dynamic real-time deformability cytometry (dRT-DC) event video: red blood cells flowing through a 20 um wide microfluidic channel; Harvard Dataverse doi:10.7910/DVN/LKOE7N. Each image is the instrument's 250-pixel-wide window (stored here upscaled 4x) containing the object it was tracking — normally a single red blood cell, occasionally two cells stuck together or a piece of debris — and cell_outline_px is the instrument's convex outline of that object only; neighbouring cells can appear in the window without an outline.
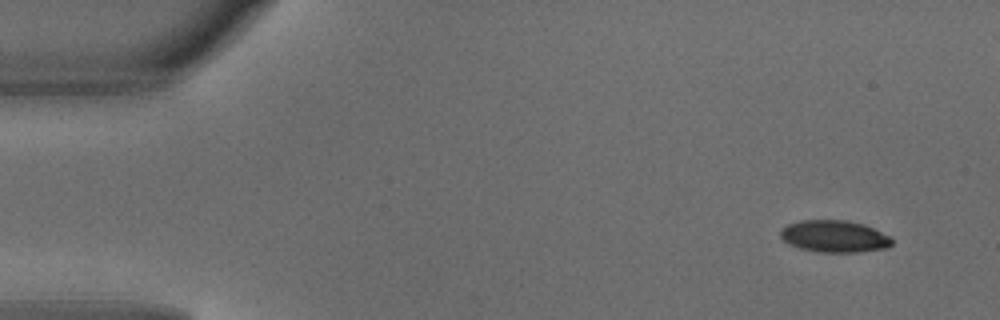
{"species": "common noctule bat (a hibernating species)", "species_latin": "Nyctalus noctula", "temperature_condition": "warm", "stored_images_in_passage": 3, "camera_frame_rate_fps": 3000, "um_per_image_px": 0.085, "animal": {"sex": "male", "body_mass_g": 18.8}, "frame": {"image": 1, "passage_image": 1, "time_ms": 0.0, "image_size_px": [1000, 320], "cell_outline_px": [[892, 244], [888, 248], [856, 252], [820, 252], [800, 248], [788, 244], [780, 236], [780, 232], [788, 224], [800, 220], [848, 220], [864, 224], [892, 236]], "centroid_in_image_um": [70.96, 20.08], "position_along_channel_um": 14.0, "area_um2": 20.87}}
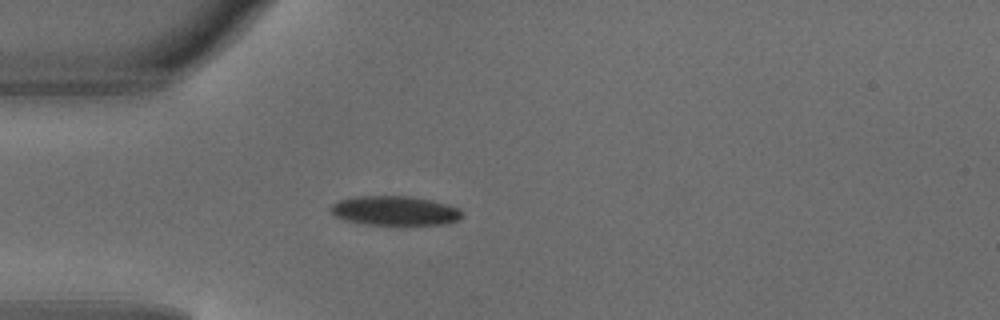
{"frame": {"image": 2, "passage_image": 3, "time_ms": 0.667, "image_size_px": [1000, 320], "cell_outline_px": [[460, 220], [444, 224], [364, 224], [348, 220], [336, 216], [328, 208], [332, 204], [340, 200], [356, 196], [412, 196], [432, 200], [448, 204], [460, 208]], "centroid_in_image_um": [33.57, 17.89], "position_along_channel_um": 51.4, "area_um2": 22.31}}